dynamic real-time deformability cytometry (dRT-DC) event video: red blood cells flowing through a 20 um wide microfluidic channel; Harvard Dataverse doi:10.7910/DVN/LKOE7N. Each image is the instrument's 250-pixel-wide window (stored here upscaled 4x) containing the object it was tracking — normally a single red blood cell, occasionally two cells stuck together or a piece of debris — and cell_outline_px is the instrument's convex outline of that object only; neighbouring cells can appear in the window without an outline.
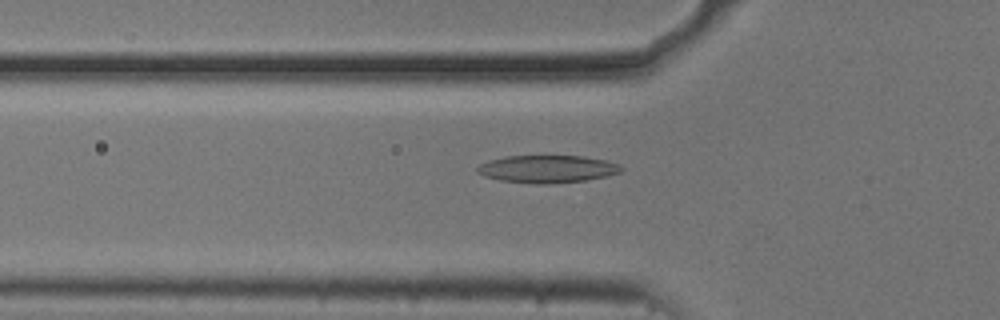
{"species": "common noctule bat (a hibernating species)", "species_latin": "Nyctalus noctula", "temperature_condition": "cold", "stored_images_in_passage": 50, "camera_frame_rate_fps": 3000, "um_per_image_px": 0.085, "animal": {"sex": "male", "body_mass_g": 20.5, "forearm_length_mm": 52.5}, "frame": {"image": 1, "passage_image": 18, "time_ms": 5.667, "image_size_px": [1000, 320], "cell_outline_px": [[624, 168], [620, 172], [608, 176], [588, 180], [552, 184], [536, 184], [500, 180], [484, 176], [476, 172], [476, 168], [480, 164], [488, 160], [508, 156], [584, 156], [604, 160], [616, 164]], "centroid_in_image_um": [46.51, 14.37], "position_along_channel_um": 79.3, "area_um2": 23.18}}
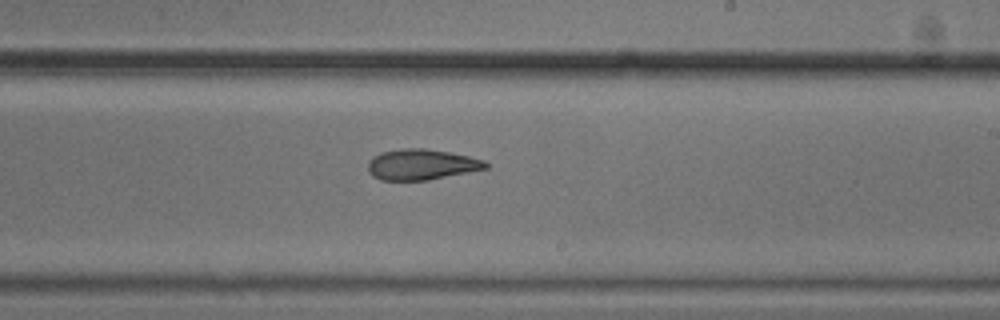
{"frame": {"image": 2, "passage_image": 32, "time_ms": 10.333, "image_size_px": [1000, 320], "cell_outline_px": [[488, 168], [428, 180], [380, 180], [372, 176], [368, 172], [368, 160], [372, 156], [380, 152], [404, 148], [424, 148], [448, 152], [468, 156], [484, 160], [488, 164]], "centroid_in_image_um": [35.78, 13.98], "position_along_channel_um": 253.2, "area_um2": 21.1}}
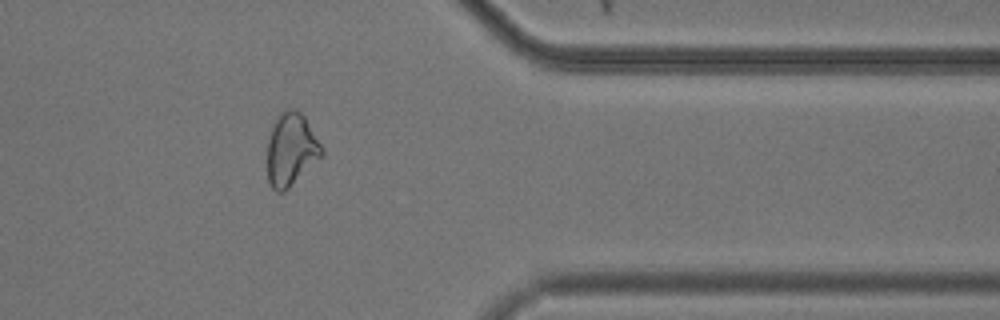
{"frame": {"image": 3, "passage_image": 44, "time_ms": 14.333, "image_size_px": [1000, 320], "cell_outline_px": [[324, 156], [284, 192], [276, 192], [272, 188], [268, 180], [268, 140], [272, 124], [276, 116], [280, 112], [288, 108], [296, 108], [304, 116], [324, 148]], "centroid_in_image_um": [24.76, 12.69], "position_along_channel_um": 386.6, "area_um2": 23.47}}